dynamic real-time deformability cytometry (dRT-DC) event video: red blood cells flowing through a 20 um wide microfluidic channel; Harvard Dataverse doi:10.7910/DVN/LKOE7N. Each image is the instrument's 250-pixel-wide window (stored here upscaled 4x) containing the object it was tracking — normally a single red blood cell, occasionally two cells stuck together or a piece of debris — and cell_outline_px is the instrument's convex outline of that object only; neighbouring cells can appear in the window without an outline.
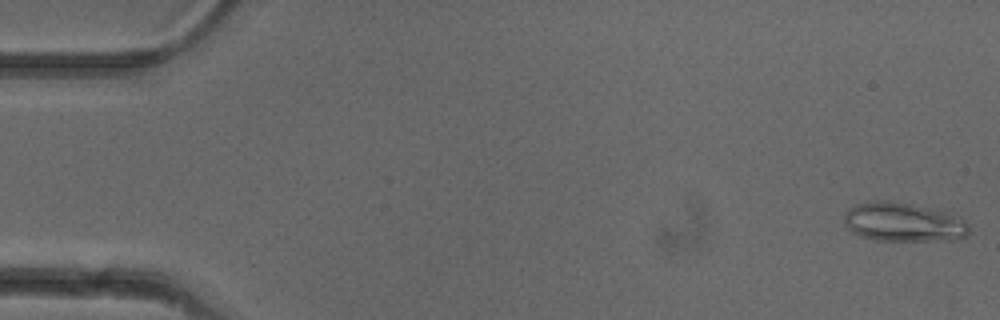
{"species": "common noctule bat (a hibernating species)", "species_latin": "Nyctalus noctula", "temperature_condition": "cold", "stored_images_in_passage": 51, "camera_frame_rate_fps": 3000, "um_per_image_px": 0.085, "animal": {"sex": "female"}, "frame": {"image": 1, "passage_image": 1, "time_ms": 0.0, "image_size_px": [1000, 320], "cell_outline_px": [[968, 232], [964, 236], [952, 240], [872, 240], [860, 236], [852, 232], [844, 224], [844, 216], [848, 208], [856, 204], [876, 200], [888, 200], [908, 204], [940, 212], [964, 220], [968, 224]], "centroid_in_image_um": [76.68, 18.9], "position_along_channel_um": 8.3, "area_um2": 27.74}}
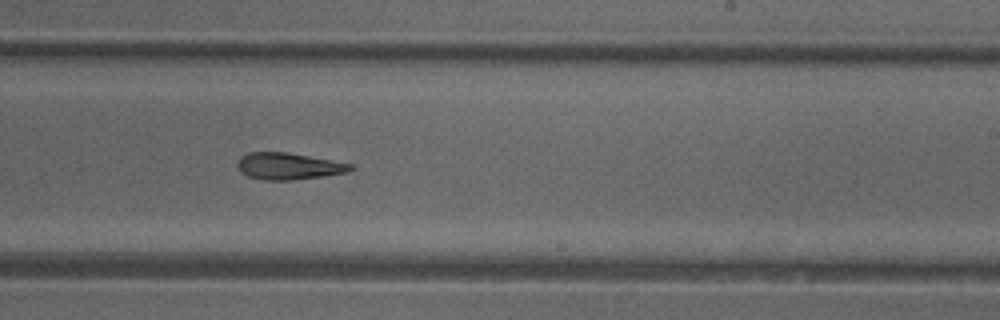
{"frame": {"image": 2, "passage_image": 31, "time_ms": 10.0, "image_size_px": [1000, 320], "cell_outline_px": [[356, 168], [348, 172], [324, 176], [292, 180], [264, 180], [248, 176], [240, 172], [236, 164], [236, 160], [240, 156], [248, 152], [288, 152], [332, 160], [352, 164]], "centroid_in_image_um": [24.51, 14.12], "position_along_channel_um": 264.5, "area_um2": 17.86}}
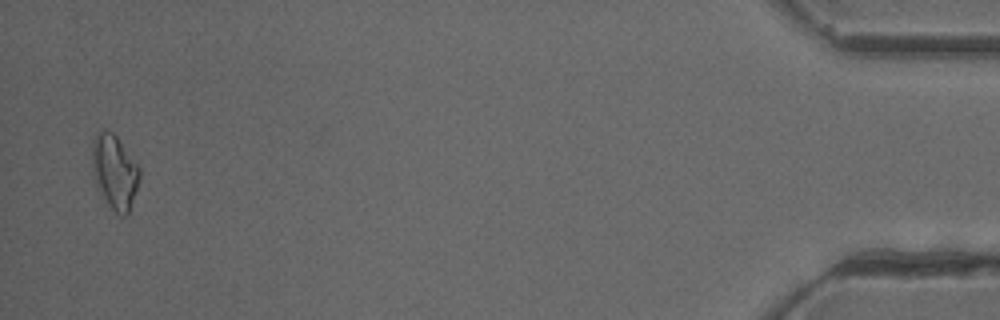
{"frame": {"image": 3, "passage_image": 50, "time_ms": 16.333, "image_size_px": [1000, 320], "cell_outline_px": [[140, 180], [128, 216], [120, 216], [112, 208], [104, 196], [92, 176], [92, 140], [96, 132], [108, 128], [116, 136], [140, 168]], "centroid_in_image_um": [9.74, 14.57], "position_along_channel_um": 425.5, "area_um2": 20.52}, "authors_computed_cell_mechanics": {"area_um2": 18.6694, "velocity_mm_per_s": 3.9942, "shape_relaxation_time_tau1_ms": 7.9063, "shape_relaxation_time_tau2_ms": null, "deformation_change_tau1": 0.1722, "deformation_change_tau2": null}}